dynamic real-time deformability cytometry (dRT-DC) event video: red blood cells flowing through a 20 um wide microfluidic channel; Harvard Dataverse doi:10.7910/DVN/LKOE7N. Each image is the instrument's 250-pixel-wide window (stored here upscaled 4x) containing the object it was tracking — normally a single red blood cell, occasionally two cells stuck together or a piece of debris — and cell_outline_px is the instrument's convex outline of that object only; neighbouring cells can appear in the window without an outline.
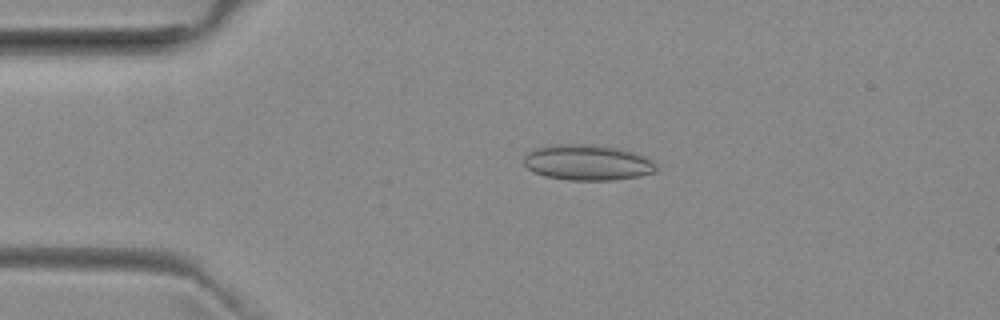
{"species": "common noctule bat (a hibernating species)", "species_latin": "Nyctalus noctula", "temperature_condition": "room temperature", "stored_images_in_passage": 51, "camera_frame_rate_fps": 3000, "um_per_image_px": 0.085, "animal": {"sex": "female", "body_mass_g": 29.2, "forearm_length_mm": 56.3}, "frame": {"image": 1, "passage_image": 11, "time_ms": 3.333, "image_size_px": [1000, 320], "cell_outline_px": [[656, 172], [640, 176], [612, 180], [568, 180], [544, 176], [532, 172], [524, 164], [524, 156], [528, 152], [544, 144], [588, 144], [616, 148], [636, 152], [644, 156], [656, 168]], "centroid_in_image_um": [49.87, 13.81], "position_along_channel_um": 35.1, "area_um2": 27.51}}
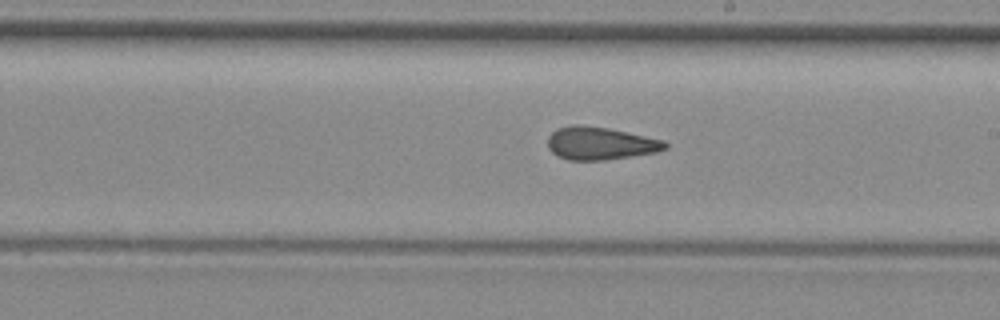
{"frame": {"image": 2, "passage_image": 29, "time_ms": 9.333, "image_size_px": [1000, 320], "cell_outline_px": [[668, 148], [656, 152], [604, 160], [568, 160], [552, 152], [548, 148], [548, 136], [556, 128], [572, 124], [580, 124], [608, 128], [664, 140], [668, 144]], "centroid_in_image_um": [51.0, 12.17], "position_along_channel_um": 238.0, "area_um2": 22.43}}
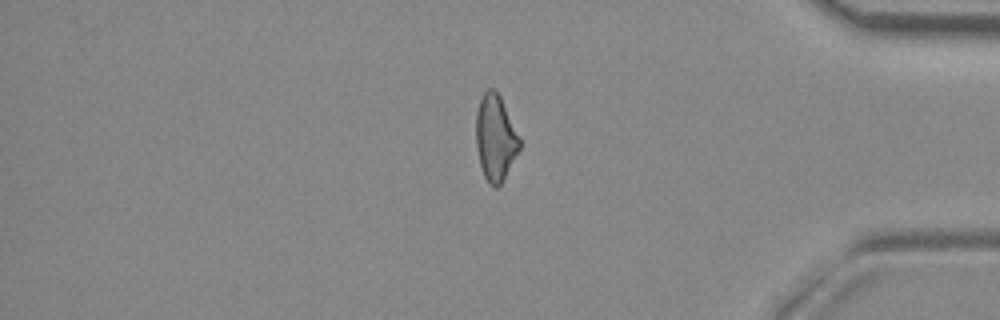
{"frame": {"image": 3, "passage_image": 43, "time_ms": 14.0, "image_size_px": [1000, 320], "cell_outline_px": [[520, 148], [500, 184], [496, 188], [488, 184], [484, 176], [480, 164], [476, 144], [476, 112], [480, 100], [484, 92], [488, 88], [492, 88], [500, 96], [520, 140]], "centroid_in_image_um": [42.08, 11.72], "position_along_channel_um": 393.1, "area_um2": 21.33}, "authors_computed_cell_mechanics": {"area_um2": 22.6576, "velocity_mm_per_s": 3.9804, "shape_relaxation_time_tau1_ms": null, "shape_relaxation_time_tau2_ms": 1.2293, "deformation_change_tau1": null, "deformation_change_tau2": 0.0706}}